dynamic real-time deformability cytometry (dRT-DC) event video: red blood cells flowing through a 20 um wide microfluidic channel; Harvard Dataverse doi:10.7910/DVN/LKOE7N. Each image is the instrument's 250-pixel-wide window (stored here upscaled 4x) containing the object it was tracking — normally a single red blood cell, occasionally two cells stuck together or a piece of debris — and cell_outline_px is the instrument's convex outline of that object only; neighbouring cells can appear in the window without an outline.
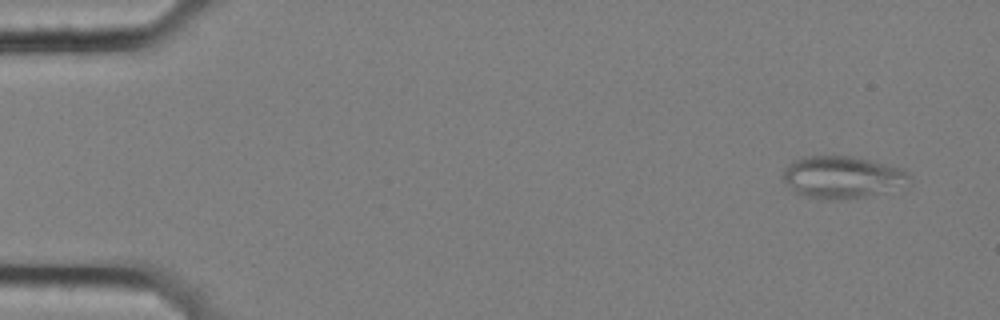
{"species": "common noctule bat (a hibernating species)", "species_latin": "Nyctalus noctula", "temperature_condition": "cold", "stored_images_in_passage": 54, "camera_frame_rate_fps": 3000, "um_per_image_px": 0.085, "animal": {"sex": "female", "body_mass_g": 25.1}, "frame": {"image": 1, "passage_image": 1, "time_ms": 0.0, "image_size_px": [1000, 320], "cell_outline_px": [[908, 176], [876, 192], [864, 196], [828, 200], [808, 196], [796, 192], [784, 180], [784, 168], [792, 160], [804, 156], [852, 156], [904, 168]], "centroid_in_image_um": [71.39, 15.0], "position_along_channel_um": 13.6, "area_um2": 29.3}}
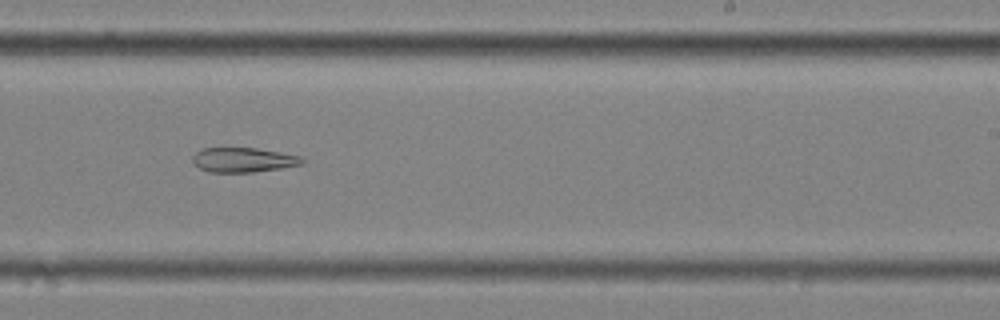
{"frame": {"image": 2, "passage_image": 33, "time_ms": 10.667, "image_size_px": [1000, 320], "cell_outline_px": [[308, 160], [304, 164], [280, 168], [252, 172], [208, 172], [200, 168], [192, 160], [192, 156], [200, 148], [256, 148], [280, 152], [300, 156]], "centroid_in_image_um": [20.71, 13.59], "position_along_channel_um": 268.3, "area_um2": 15.78}}
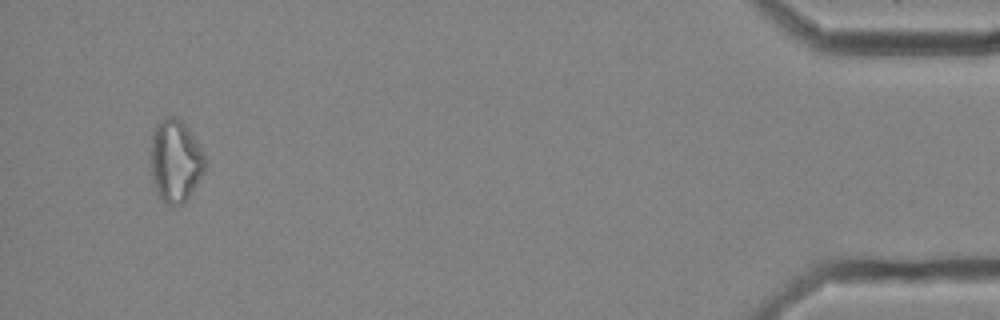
{"frame": {"image": 3, "passage_image": 52, "time_ms": 17.0, "image_size_px": [1000, 320], "cell_outline_px": [[208, 164], [204, 172], [188, 196], [180, 204], [164, 204], [156, 192], [152, 180], [152, 136], [156, 124], [160, 120], [168, 116], [176, 116], [184, 124], [200, 148]], "centroid_in_image_um": [14.9, 13.68], "position_along_channel_um": 420.3, "area_um2": 25.61}, "authors_computed_cell_mechanics": {"area_um2": 22.5998, "velocity_mm_per_s": 3.5438, "shape_relaxation_time_tau1_ms": null, "shape_relaxation_time_tau2_ms": 7.0912, "deformation_change_tau1": null, "deformation_change_tau2": 0.1599}}